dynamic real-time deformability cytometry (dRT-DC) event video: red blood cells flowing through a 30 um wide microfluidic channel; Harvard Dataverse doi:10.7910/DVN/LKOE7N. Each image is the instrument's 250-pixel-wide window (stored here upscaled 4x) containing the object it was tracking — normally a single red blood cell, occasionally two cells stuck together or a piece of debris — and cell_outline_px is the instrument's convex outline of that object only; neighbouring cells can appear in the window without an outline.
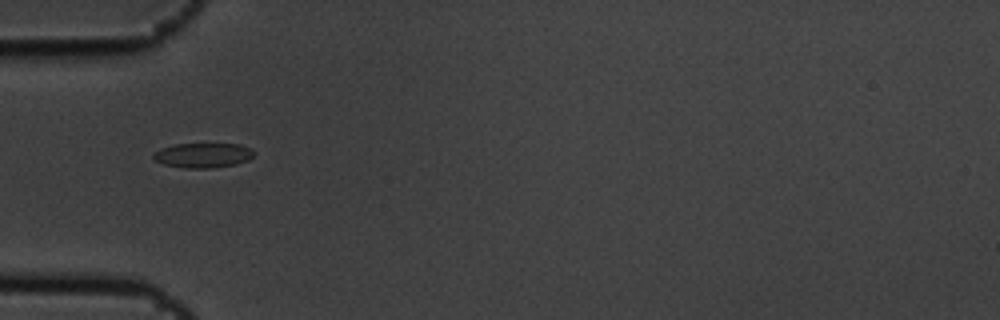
{"species": "common noctule bat (a hibernating species)", "species_latin": "Nyctalus noctula", "temperature_condition": "cold", "stored_images_in_passage": 11, "camera_frame_rate_fps": 3000, "um_per_image_px": 0.085, "animal": {"sex": "male", "body_mass_g": 19.5, "forearm_length_mm": 54.6}, "frame": {"image": 1, "passage_image": 5, "time_ms": 1.333, "image_size_px": [1000, 320], "cell_outline_px": [[256, 152], [248, 160], [236, 164], [212, 168], [184, 168], [164, 164], [156, 160], [152, 156], [160, 148], [172, 144], [240, 144], [252, 148]], "centroid_in_image_um": [17.29, 13.19], "position_along_channel_um": 67.7, "area_um2": 14.57}}
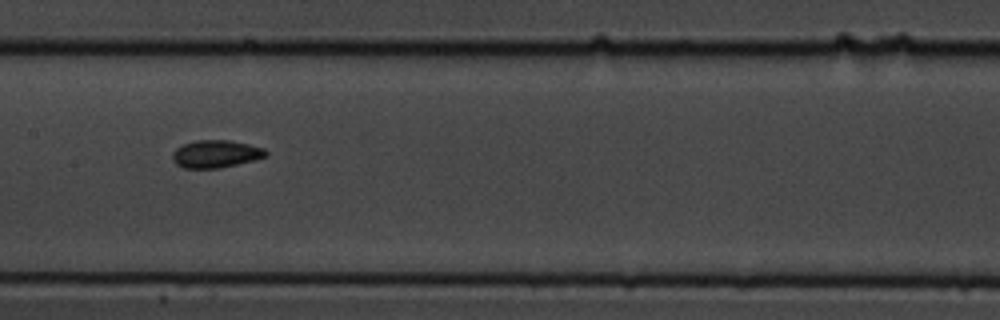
{"frame": {"image": 2, "passage_image": 8, "time_ms": 2.333, "image_size_px": [1000, 320], "cell_outline_px": [[268, 152], [264, 156], [252, 160], [220, 168], [184, 168], [176, 164], [172, 160], [172, 152], [176, 148], [184, 144], [196, 140], [228, 140], [248, 144], [264, 148]], "centroid_in_image_um": [18.29, 13.08], "position_along_channel_um": 189.1, "area_um2": 14.85}}
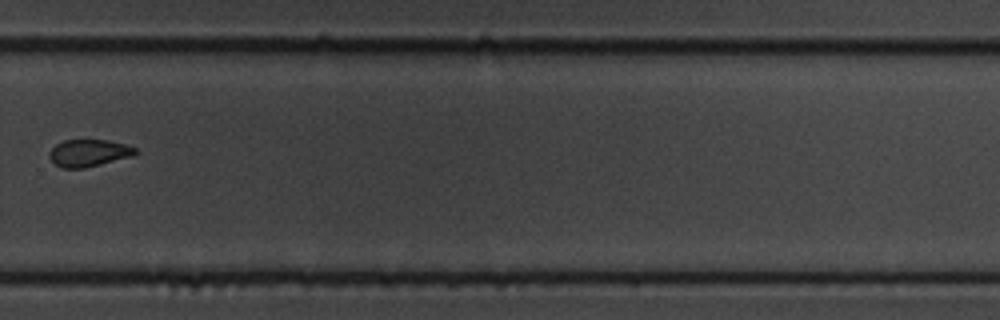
{"frame": {"image": 3, "passage_image": 11, "time_ms": 3.333, "image_size_px": [1000, 320], "cell_outline_px": [[136, 152], [132, 156], [84, 168], [60, 168], [48, 156], [48, 152], [56, 144], [64, 140], [108, 140], [124, 144], [136, 148]], "centroid_in_image_um": [7.51, 13.0], "position_along_channel_um": 322.3, "area_um2": 13.47}}